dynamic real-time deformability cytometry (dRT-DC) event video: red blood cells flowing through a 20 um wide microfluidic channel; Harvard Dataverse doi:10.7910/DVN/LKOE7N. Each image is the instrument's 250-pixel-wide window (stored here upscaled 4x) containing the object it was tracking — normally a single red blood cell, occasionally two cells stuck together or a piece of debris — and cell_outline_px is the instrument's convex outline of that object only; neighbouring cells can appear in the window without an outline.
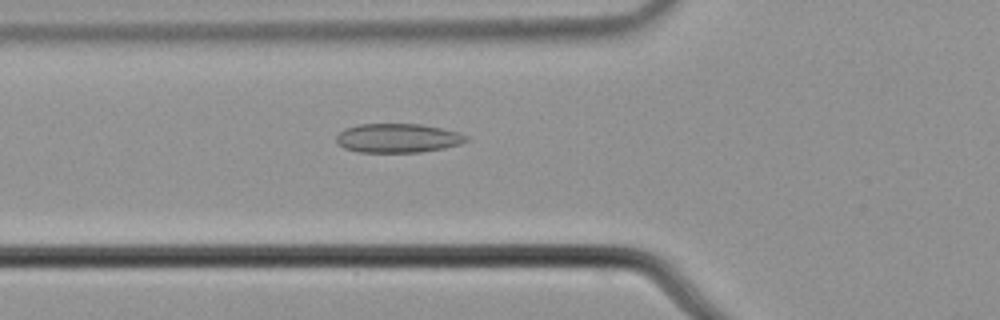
{"species": "common noctule bat (a hibernating species)", "species_latin": "Nyctalus noctula", "temperature_condition": "cold", "stored_images_in_passage": 5, "camera_frame_rate_fps": 3000, "um_per_image_px": 0.085, "animal": {"sex": "male", "body_mass_g": 21.5, "forearm_length_mm": 52.0}, "frame": {"image": 1, "passage_image": 5, "time_ms": 1.333, "image_size_px": [1000, 320], "cell_outline_px": [[468, 140], [460, 144], [444, 148], [420, 152], [360, 152], [344, 148], [336, 144], [336, 136], [344, 128], [360, 124], [420, 124], [444, 128], [460, 132], [468, 136]], "centroid_in_image_um": [33.82, 11.73], "position_along_channel_um": 92.0, "area_um2": 22.2}}